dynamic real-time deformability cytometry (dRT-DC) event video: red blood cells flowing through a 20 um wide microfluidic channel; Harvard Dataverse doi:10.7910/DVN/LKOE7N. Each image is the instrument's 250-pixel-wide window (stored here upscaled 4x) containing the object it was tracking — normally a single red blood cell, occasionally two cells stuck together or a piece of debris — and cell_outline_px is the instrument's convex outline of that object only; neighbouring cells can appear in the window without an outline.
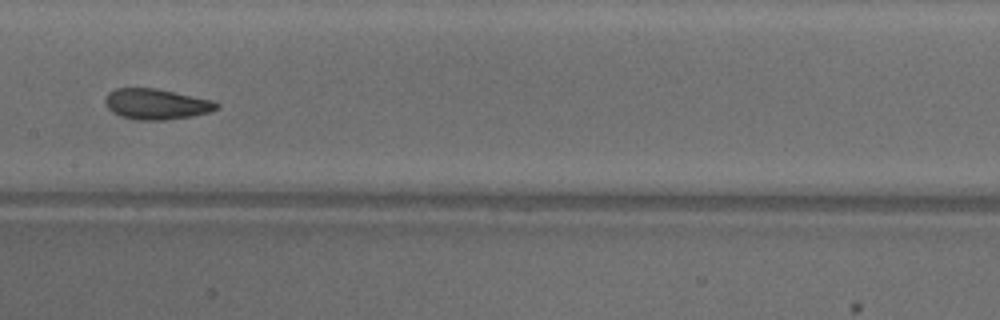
{"species": "common noctule bat (a hibernating species)", "species_latin": "Nyctalus noctula", "temperature_condition": "warm", "stored_images_in_passage": 38, "camera_frame_rate_fps": 3000, "um_per_image_px": 0.085, "animal": {"sex": "male", "body_mass_g": 18.8}, "frame": {"image": 1, "passage_image": 12, "time_ms": 3.667, "image_size_px": [1000, 320], "cell_outline_px": [[220, 108], [208, 112], [192, 116], [164, 120], [136, 120], [120, 116], [112, 112], [108, 108], [104, 100], [108, 92], [116, 88], [156, 88], [212, 100], [220, 104]], "centroid_in_image_um": [13.28, 8.85], "position_along_channel_um": 194.1, "area_um2": 19.94}, "authors_computed_cell_mechanics": {"area_um2": 20.2589, "velocity_mm_per_s": 3.9118, "shape_relaxation_time_tau1_ms": 4.9139, "shape_relaxation_time_tau2_ms": 1.5311, "deformation_change_tau1": 0.1338, "deformation_change_tau2": 0.0667}}